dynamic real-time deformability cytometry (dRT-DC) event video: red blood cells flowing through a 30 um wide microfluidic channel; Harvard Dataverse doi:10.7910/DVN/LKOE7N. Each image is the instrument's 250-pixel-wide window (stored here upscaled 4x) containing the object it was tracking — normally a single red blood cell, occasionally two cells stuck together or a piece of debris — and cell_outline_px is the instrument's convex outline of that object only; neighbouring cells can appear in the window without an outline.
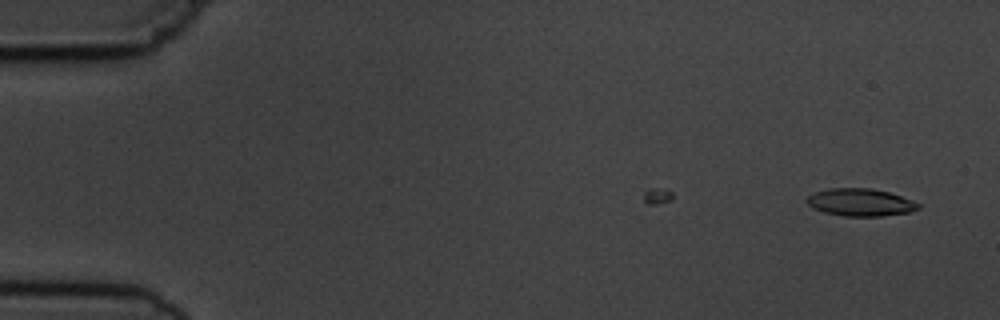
{"species": "common noctule bat (a hibernating species)", "species_latin": "Nyctalus noctula", "temperature_condition": "cold", "stored_images_in_passage": 3, "camera_frame_rate_fps": 3000, "um_per_image_px": 0.085, "animal": {"sex": "male", "body_mass_g": 19.5, "forearm_length_mm": 54.6}, "frame": {"image": 1, "passage_image": 3, "time_ms": 2.333, "image_size_px": [1000, 320], "cell_outline_px": [[920, 208], [908, 212], [880, 216], [844, 216], [824, 212], [812, 208], [804, 200], [808, 196], [816, 192], [828, 188], [872, 188], [888, 192], [900, 196], [920, 204]], "centroid_in_image_um": [73.09, 17.19], "position_along_channel_um": 11.9, "area_um2": 17.74}}